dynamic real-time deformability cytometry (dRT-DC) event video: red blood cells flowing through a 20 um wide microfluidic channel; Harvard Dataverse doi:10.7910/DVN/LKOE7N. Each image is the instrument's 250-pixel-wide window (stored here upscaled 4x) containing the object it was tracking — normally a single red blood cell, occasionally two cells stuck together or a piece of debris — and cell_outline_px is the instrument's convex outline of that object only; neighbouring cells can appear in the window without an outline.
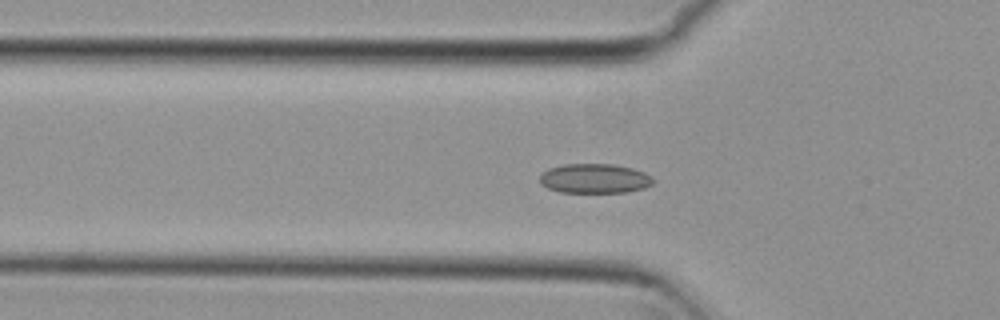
{"species": "common noctule bat (a hibernating species)", "species_latin": "Nyctalus noctula", "temperature_condition": "cold", "stored_images_in_passage": 53, "camera_frame_rate_fps": 3000, "um_per_image_px": 0.085, "animal": {"sex": "female", "body_mass_g": 29.2, "forearm_length_mm": 56.3}, "frame": {"image": 1, "passage_image": 15, "time_ms": 4.667, "image_size_px": [1000, 320], "cell_outline_px": [[656, 180], [652, 184], [644, 188], [628, 192], [560, 192], [548, 188], [540, 184], [540, 176], [548, 168], [564, 164], [612, 164], [632, 168], [644, 172], [652, 176]], "centroid_in_image_um": [50.56, 15.17], "position_along_channel_um": 75.2, "area_um2": 19.59}}
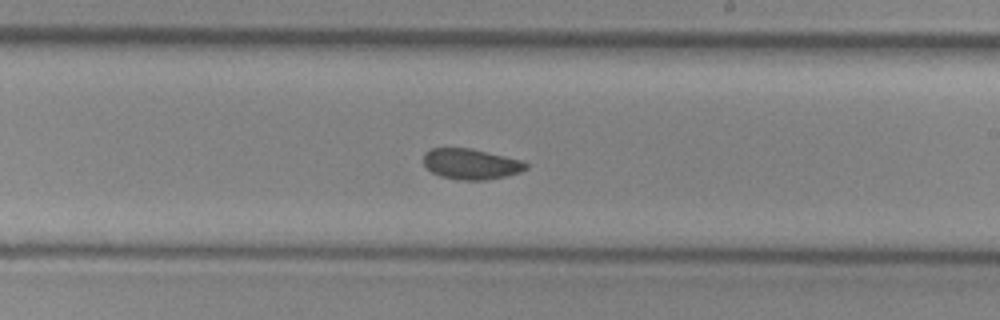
{"frame": {"image": 2, "passage_image": 29, "time_ms": 9.333, "image_size_px": [1000, 320], "cell_outline_px": [[528, 168], [520, 172], [488, 180], [460, 180], [440, 176], [432, 172], [424, 164], [424, 152], [432, 148], [472, 148], [524, 160], [528, 164]], "centroid_in_image_um": [40.06, 13.93], "position_along_channel_um": 248.9, "area_um2": 18.44}}
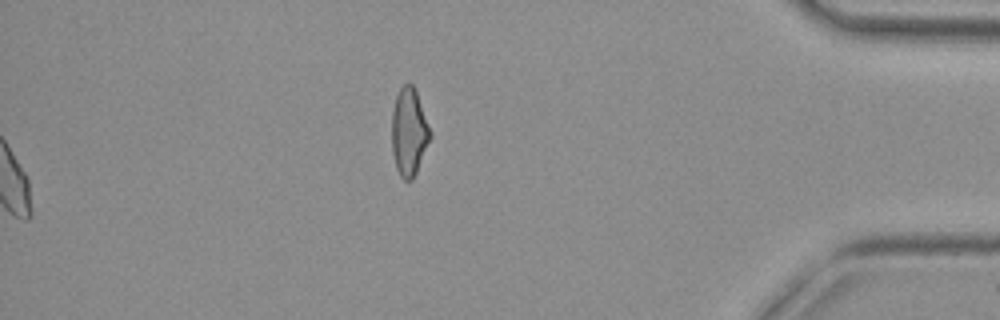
{"frame": {"image": 3, "passage_image": 53, "time_ms": 17.333, "image_size_px": [1000, 320], "cell_outline_px": [[432, 136], [416, 172], [412, 180], [404, 180], [400, 176], [396, 168], [392, 152], [392, 112], [396, 96], [400, 88], [404, 84], [412, 84], [416, 92], [432, 132]], "centroid_in_image_um": [34.77, 11.23], "position_along_channel_um": 400.4, "area_um2": 19.54}, "authors_computed_cell_mechanics": {"area_um2": 18.8428, "velocity_mm_per_s": 3.7211, "shape_relaxation_time_tau1_ms": null, "shape_relaxation_time_tau2_ms": 8.8118, "deformation_change_tau1": null, "deformation_change_tau2": 0.1013}}